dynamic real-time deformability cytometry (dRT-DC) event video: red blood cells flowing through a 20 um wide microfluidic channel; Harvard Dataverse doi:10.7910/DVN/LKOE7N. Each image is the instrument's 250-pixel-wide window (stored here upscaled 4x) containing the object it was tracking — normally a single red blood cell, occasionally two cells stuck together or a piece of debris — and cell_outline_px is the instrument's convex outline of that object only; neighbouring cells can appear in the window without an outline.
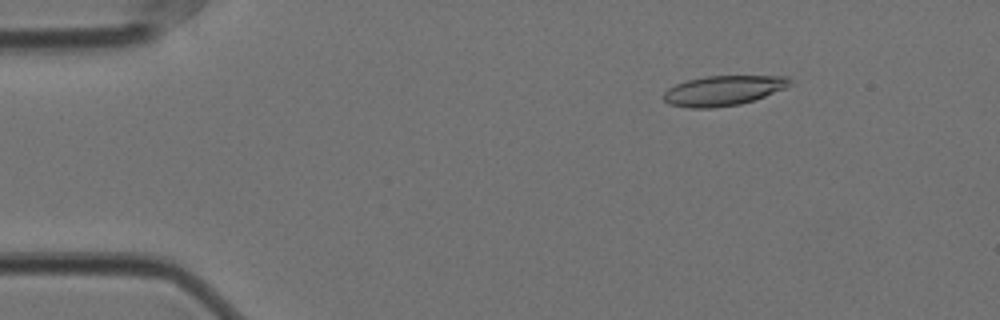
{"species": "Egyptian fruit bat (a non-hibernating species)", "species_latin": "Rousettus aegyptiacus", "temperature_condition": "cold", "stored_images_in_passage": 57, "camera_frame_rate_fps": 3000, "um_per_image_px": 0.085, "animal": {"sex": "female"}, "frame": {"image": 1, "passage_image": 8, "time_ms": 2.333, "image_size_px": [1000, 320], "cell_outline_px": [[792, 84], [788, 88], [740, 104], [712, 108], [692, 108], [668, 104], [664, 100], [664, 92], [668, 88], [676, 84], [688, 80], [708, 76], [788, 76], [792, 80]], "centroid_in_image_um": [61.51, 7.69], "position_along_channel_um": 23.5, "area_um2": 22.02}}
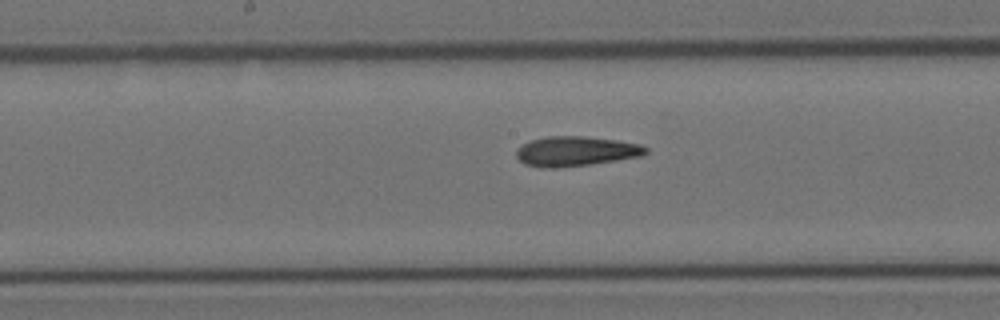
{"frame": {"image": 2, "passage_image": 29, "time_ms": 9.333, "image_size_px": [1000, 320], "cell_outline_px": [[648, 152], [640, 156], [616, 160], [588, 164], [552, 168], [544, 168], [524, 164], [516, 156], [516, 148], [532, 140], [548, 136], [584, 136], [616, 140], [640, 144], [648, 148]], "centroid_in_image_um": [48.93, 12.85], "position_along_channel_um": 199.3, "area_um2": 22.25}}
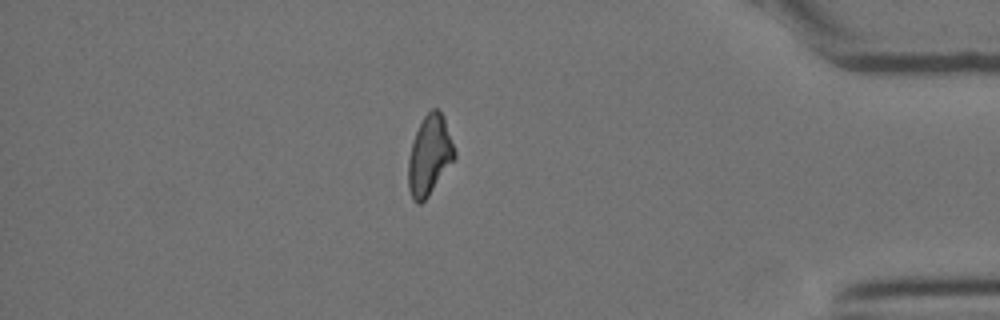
{"frame": {"image": 3, "passage_image": 49, "time_ms": 16.0, "image_size_px": [1000, 320], "cell_outline_px": [[456, 156], [428, 196], [420, 204], [416, 204], [412, 200], [408, 188], [408, 160], [412, 144], [416, 132], [424, 116], [432, 108], [436, 108], [444, 116], [456, 152]], "centroid_in_image_um": [36.5, 13.21], "position_along_channel_um": 398.7, "area_um2": 21.27}, "authors_computed_cell_mechanics": {"area_um2": 21.7906, "velocity_mm_per_s": 3.5407, "shape_relaxation_time_tau1_ms": null, "shape_relaxation_time_tau2_ms": 2.7066, "deformation_change_tau1": null, "deformation_change_tau2": 0.1026}}